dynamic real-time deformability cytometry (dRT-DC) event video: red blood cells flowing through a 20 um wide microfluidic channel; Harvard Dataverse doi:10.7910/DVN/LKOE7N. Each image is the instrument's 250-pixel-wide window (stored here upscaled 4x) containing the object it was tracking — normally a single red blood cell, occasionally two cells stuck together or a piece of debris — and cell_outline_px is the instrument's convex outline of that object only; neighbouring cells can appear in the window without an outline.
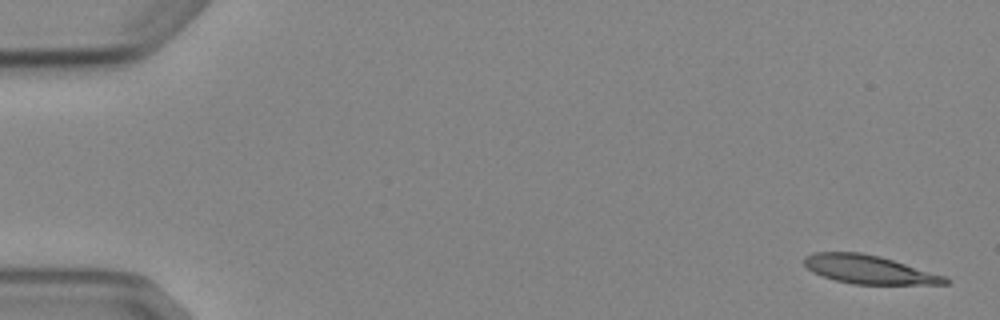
{"species": "Egyptian fruit bat (a non-hibernating species)", "species_latin": "Rousettus aegyptiacus", "temperature_condition": "cold", "stored_images_in_passage": 4, "camera_frame_rate_fps": 3000, "um_per_image_px": 0.085, "animal": {"sex": "female"}, "frame": {"image": 1, "passage_image": 1, "time_ms": 0.0, "image_size_px": [1000, 320], "cell_outline_px": [[952, 280], [948, 284], [852, 284], [836, 280], [812, 272], [804, 264], [804, 256], [812, 252], [860, 252], [880, 256], [944, 276]], "centroid_in_image_um": [73.83, 22.9], "position_along_channel_um": 11.2, "area_um2": 23.24}}